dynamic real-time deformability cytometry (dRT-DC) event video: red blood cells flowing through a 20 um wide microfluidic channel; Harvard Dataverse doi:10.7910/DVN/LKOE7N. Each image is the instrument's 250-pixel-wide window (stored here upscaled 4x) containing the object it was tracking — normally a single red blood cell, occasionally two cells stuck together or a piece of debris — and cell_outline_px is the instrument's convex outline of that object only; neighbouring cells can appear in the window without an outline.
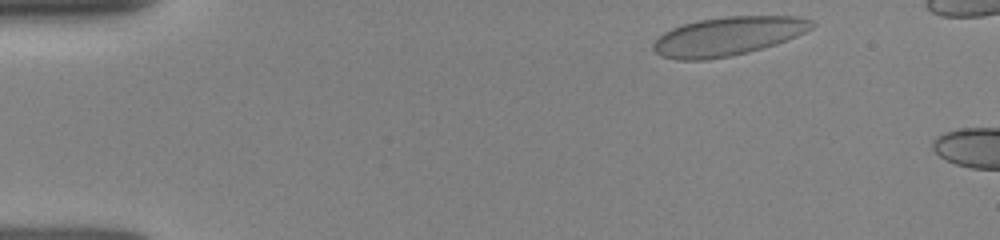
{"species": "human", "species_latin": "Homo sapiens", "temperature_condition": "room temperature", "stored_images_in_passage": 7, "camera_frame_rate_fps": 3000, "um_per_image_px": 0.085, "donor": {"sex": "female"}, "frame": {"image": 1, "passage_image": 2, "time_ms": 0.333, "image_size_px": [1000, 240], "cell_outline_px": [[816, 24], [812, 28], [796, 36], [776, 44], [748, 52], [732, 56], [704, 60], [676, 60], [660, 56], [652, 48], [652, 44], [664, 32], [672, 28], [684, 24], [700, 20], [724, 16], [796, 16], [812, 20]], "centroid_in_image_um": [61.86, 3.08], "position_along_channel_um": 23.1, "area_um2": 35.78}}